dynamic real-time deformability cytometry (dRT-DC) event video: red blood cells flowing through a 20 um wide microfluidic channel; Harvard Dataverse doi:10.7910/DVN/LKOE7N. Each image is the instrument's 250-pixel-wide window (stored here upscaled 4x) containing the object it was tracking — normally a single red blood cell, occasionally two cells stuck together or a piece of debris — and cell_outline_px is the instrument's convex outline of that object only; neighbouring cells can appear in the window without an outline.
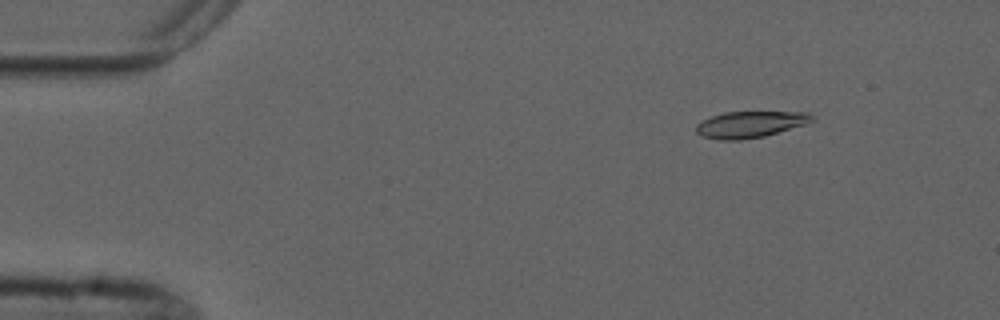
{"species": "common noctule bat (a hibernating species)", "species_latin": "Nyctalus noctula", "temperature_condition": "cold", "stored_images_in_passage": 5, "camera_frame_rate_fps": 3000, "um_per_image_px": 0.085, "animal": {"sex": "male", "forearm_length_mm": 52.5}, "frame": {"image": 1, "passage_image": 2, "time_ms": 1.333, "image_size_px": [1000, 320], "cell_outline_px": [[816, 120], [808, 124], [764, 136], [740, 140], [720, 140], [704, 136], [696, 132], [696, 124], [712, 116], [724, 112], [808, 112], [816, 116]], "centroid_in_image_um": [63.84, 10.57], "position_along_channel_um": 21.2, "area_um2": 17.92}}
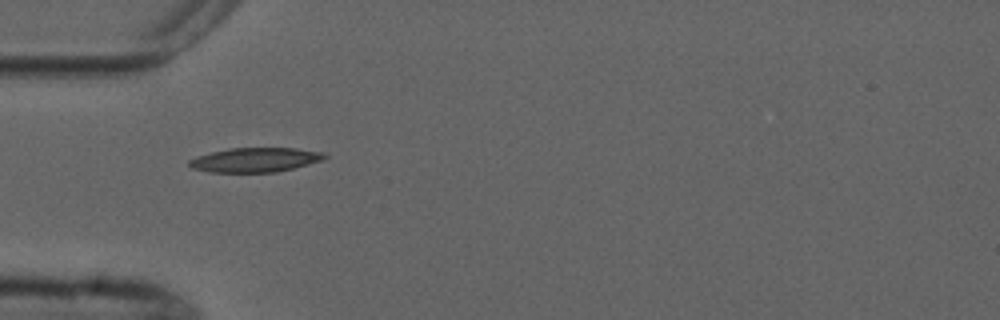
{"frame": {"image": 2, "passage_image": 5, "time_ms": 4.667, "image_size_px": [1000, 320], "cell_outline_px": [[328, 156], [320, 160], [308, 164], [276, 172], [208, 172], [192, 168], [188, 164], [188, 160], [196, 156], [228, 148], [296, 148], [324, 152]], "centroid_in_image_um": [21.66, 13.58], "position_along_channel_um": 63.3, "area_um2": 19.19}}